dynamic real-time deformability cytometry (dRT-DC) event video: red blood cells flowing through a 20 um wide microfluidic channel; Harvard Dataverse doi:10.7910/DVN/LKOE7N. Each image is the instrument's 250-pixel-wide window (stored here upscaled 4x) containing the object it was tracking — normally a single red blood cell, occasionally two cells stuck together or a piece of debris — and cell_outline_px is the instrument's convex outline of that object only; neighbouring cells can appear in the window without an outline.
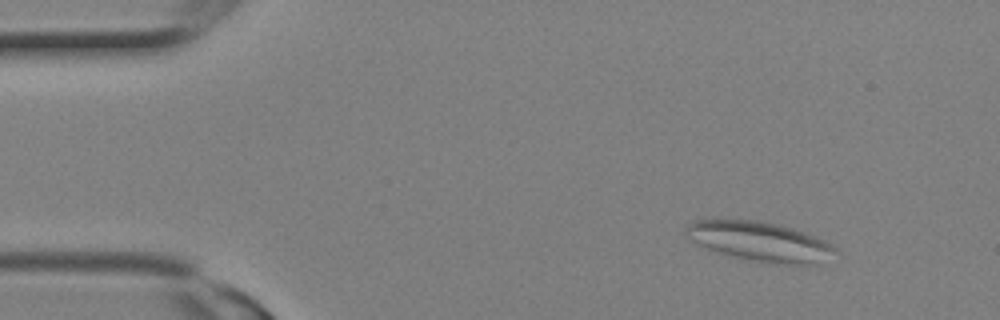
{"species": "Egyptian fruit bat (a non-hibernating species)", "species_latin": "Rousettus aegyptiacus", "temperature_condition": "room temperature", "stored_images_in_passage": 3, "camera_frame_rate_fps": 3000, "um_per_image_px": 0.085, "animal": {"sex": "female"}, "frame": {"image": 1, "passage_image": 1, "time_ms": 0.0, "image_size_px": [1000, 320], "cell_outline_px": [[836, 248], [804, 264], [788, 264], [756, 260], [732, 256], [696, 244], [684, 232], [684, 228], [688, 224], [696, 220], [712, 216], [760, 220], [780, 224], [804, 232], [824, 240], [832, 244]], "centroid_in_image_um": [64.34, 20.4], "position_along_channel_um": 20.7, "area_um2": 33.7}}